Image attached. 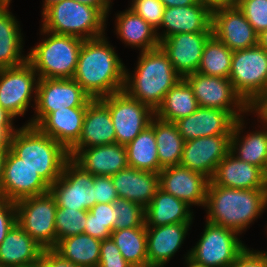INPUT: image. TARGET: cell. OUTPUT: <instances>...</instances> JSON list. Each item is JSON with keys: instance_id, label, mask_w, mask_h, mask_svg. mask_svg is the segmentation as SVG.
I'll list each match as a JSON object with an SVG mask.
<instances>
[{"instance_id": "obj_1", "label": "cell", "mask_w": 267, "mask_h": 267, "mask_svg": "<svg viewBox=\"0 0 267 267\" xmlns=\"http://www.w3.org/2000/svg\"><path fill=\"white\" fill-rule=\"evenodd\" d=\"M106 36L83 40L73 79L92 98L122 91L125 64Z\"/></svg>"}, {"instance_id": "obj_2", "label": "cell", "mask_w": 267, "mask_h": 267, "mask_svg": "<svg viewBox=\"0 0 267 267\" xmlns=\"http://www.w3.org/2000/svg\"><path fill=\"white\" fill-rule=\"evenodd\" d=\"M206 221L242 235L267 210V189H234L209 181Z\"/></svg>"}, {"instance_id": "obj_3", "label": "cell", "mask_w": 267, "mask_h": 267, "mask_svg": "<svg viewBox=\"0 0 267 267\" xmlns=\"http://www.w3.org/2000/svg\"><path fill=\"white\" fill-rule=\"evenodd\" d=\"M134 73L125 67L123 90L132 98L148 105L154 111L166 93L182 79L176 72L166 53L159 46L139 52Z\"/></svg>"}, {"instance_id": "obj_4", "label": "cell", "mask_w": 267, "mask_h": 267, "mask_svg": "<svg viewBox=\"0 0 267 267\" xmlns=\"http://www.w3.org/2000/svg\"><path fill=\"white\" fill-rule=\"evenodd\" d=\"M10 149L51 186L70 159L68 150L37 127L22 125L12 135Z\"/></svg>"}, {"instance_id": "obj_5", "label": "cell", "mask_w": 267, "mask_h": 267, "mask_svg": "<svg viewBox=\"0 0 267 267\" xmlns=\"http://www.w3.org/2000/svg\"><path fill=\"white\" fill-rule=\"evenodd\" d=\"M41 17V28L50 33L82 40L106 35L107 17L98 8L74 0H60L48 5Z\"/></svg>"}, {"instance_id": "obj_6", "label": "cell", "mask_w": 267, "mask_h": 267, "mask_svg": "<svg viewBox=\"0 0 267 267\" xmlns=\"http://www.w3.org/2000/svg\"><path fill=\"white\" fill-rule=\"evenodd\" d=\"M40 34L45 38L43 37L27 53L28 62L39 79H72L83 40L74 36L50 33L42 28Z\"/></svg>"}, {"instance_id": "obj_7", "label": "cell", "mask_w": 267, "mask_h": 267, "mask_svg": "<svg viewBox=\"0 0 267 267\" xmlns=\"http://www.w3.org/2000/svg\"><path fill=\"white\" fill-rule=\"evenodd\" d=\"M229 80L251 106L267 88V51L258 45L233 51Z\"/></svg>"}, {"instance_id": "obj_8", "label": "cell", "mask_w": 267, "mask_h": 267, "mask_svg": "<svg viewBox=\"0 0 267 267\" xmlns=\"http://www.w3.org/2000/svg\"><path fill=\"white\" fill-rule=\"evenodd\" d=\"M204 227L200 239L190 248L189 257L209 267H230L247 245L236 231L208 221Z\"/></svg>"}, {"instance_id": "obj_9", "label": "cell", "mask_w": 267, "mask_h": 267, "mask_svg": "<svg viewBox=\"0 0 267 267\" xmlns=\"http://www.w3.org/2000/svg\"><path fill=\"white\" fill-rule=\"evenodd\" d=\"M17 224L42 248L56 246V200L49 192L15 202Z\"/></svg>"}, {"instance_id": "obj_10", "label": "cell", "mask_w": 267, "mask_h": 267, "mask_svg": "<svg viewBox=\"0 0 267 267\" xmlns=\"http://www.w3.org/2000/svg\"><path fill=\"white\" fill-rule=\"evenodd\" d=\"M38 82L39 76L28 61L0 68V106L14 118L24 116L32 101L35 108Z\"/></svg>"}, {"instance_id": "obj_11", "label": "cell", "mask_w": 267, "mask_h": 267, "mask_svg": "<svg viewBox=\"0 0 267 267\" xmlns=\"http://www.w3.org/2000/svg\"><path fill=\"white\" fill-rule=\"evenodd\" d=\"M109 108L115 128L116 143L126 146L146 129L155 111L148 105L129 96L124 90L100 98Z\"/></svg>"}, {"instance_id": "obj_12", "label": "cell", "mask_w": 267, "mask_h": 267, "mask_svg": "<svg viewBox=\"0 0 267 267\" xmlns=\"http://www.w3.org/2000/svg\"><path fill=\"white\" fill-rule=\"evenodd\" d=\"M92 98L72 79H39L33 117L26 125L37 126L49 113L66 107H87Z\"/></svg>"}, {"instance_id": "obj_13", "label": "cell", "mask_w": 267, "mask_h": 267, "mask_svg": "<svg viewBox=\"0 0 267 267\" xmlns=\"http://www.w3.org/2000/svg\"><path fill=\"white\" fill-rule=\"evenodd\" d=\"M184 79L192 88L199 107L229 111L237 119L250 114V106L235 91L229 79L198 72L189 74Z\"/></svg>"}, {"instance_id": "obj_14", "label": "cell", "mask_w": 267, "mask_h": 267, "mask_svg": "<svg viewBox=\"0 0 267 267\" xmlns=\"http://www.w3.org/2000/svg\"><path fill=\"white\" fill-rule=\"evenodd\" d=\"M94 175L83 170L71 158L65 163L60 178L50 186V193L58 207L78 210L95 205L93 194Z\"/></svg>"}, {"instance_id": "obj_15", "label": "cell", "mask_w": 267, "mask_h": 267, "mask_svg": "<svg viewBox=\"0 0 267 267\" xmlns=\"http://www.w3.org/2000/svg\"><path fill=\"white\" fill-rule=\"evenodd\" d=\"M50 186L11 149L7 151L1 180L0 199L17 202L49 192Z\"/></svg>"}, {"instance_id": "obj_16", "label": "cell", "mask_w": 267, "mask_h": 267, "mask_svg": "<svg viewBox=\"0 0 267 267\" xmlns=\"http://www.w3.org/2000/svg\"><path fill=\"white\" fill-rule=\"evenodd\" d=\"M211 26L212 34L232 51L258 45V34L237 5L213 9Z\"/></svg>"}, {"instance_id": "obj_17", "label": "cell", "mask_w": 267, "mask_h": 267, "mask_svg": "<svg viewBox=\"0 0 267 267\" xmlns=\"http://www.w3.org/2000/svg\"><path fill=\"white\" fill-rule=\"evenodd\" d=\"M231 135L200 137L184 142L180 166L212 178L217 165L230 152Z\"/></svg>"}, {"instance_id": "obj_18", "label": "cell", "mask_w": 267, "mask_h": 267, "mask_svg": "<svg viewBox=\"0 0 267 267\" xmlns=\"http://www.w3.org/2000/svg\"><path fill=\"white\" fill-rule=\"evenodd\" d=\"M210 179L202 173L175 165L159 172V188L192 206L205 207Z\"/></svg>"}, {"instance_id": "obj_19", "label": "cell", "mask_w": 267, "mask_h": 267, "mask_svg": "<svg viewBox=\"0 0 267 267\" xmlns=\"http://www.w3.org/2000/svg\"><path fill=\"white\" fill-rule=\"evenodd\" d=\"M212 26L206 32L177 33L160 40L159 46L168 56L176 72L182 77L196 73Z\"/></svg>"}, {"instance_id": "obj_20", "label": "cell", "mask_w": 267, "mask_h": 267, "mask_svg": "<svg viewBox=\"0 0 267 267\" xmlns=\"http://www.w3.org/2000/svg\"><path fill=\"white\" fill-rule=\"evenodd\" d=\"M70 158L94 176H112L129 167L127 150L118 143L88 148H70Z\"/></svg>"}, {"instance_id": "obj_21", "label": "cell", "mask_w": 267, "mask_h": 267, "mask_svg": "<svg viewBox=\"0 0 267 267\" xmlns=\"http://www.w3.org/2000/svg\"><path fill=\"white\" fill-rule=\"evenodd\" d=\"M237 118L229 111L198 107L175 122L184 141L215 135H231Z\"/></svg>"}, {"instance_id": "obj_22", "label": "cell", "mask_w": 267, "mask_h": 267, "mask_svg": "<svg viewBox=\"0 0 267 267\" xmlns=\"http://www.w3.org/2000/svg\"><path fill=\"white\" fill-rule=\"evenodd\" d=\"M211 24L212 10L199 1L185 7H165L159 28L162 32L156 33L160 41L177 33L206 32Z\"/></svg>"}, {"instance_id": "obj_23", "label": "cell", "mask_w": 267, "mask_h": 267, "mask_svg": "<svg viewBox=\"0 0 267 267\" xmlns=\"http://www.w3.org/2000/svg\"><path fill=\"white\" fill-rule=\"evenodd\" d=\"M192 223L146 227L148 267H165L181 248Z\"/></svg>"}, {"instance_id": "obj_24", "label": "cell", "mask_w": 267, "mask_h": 267, "mask_svg": "<svg viewBox=\"0 0 267 267\" xmlns=\"http://www.w3.org/2000/svg\"><path fill=\"white\" fill-rule=\"evenodd\" d=\"M114 143H116L115 128L109 108L100 99H92L87 105L80 138L71 148H88Z\"/></svg>"}, {"instance_id": "obj_25", "label": "cell", "mask_w": 267, "mask_h": 267, "mask_svg": "<svg viewBox=\"0 0 267 267\" xmlns=\"http://www.w3.org/2000/svg\"><path fill=\"white\" fill-rule=\"evenodd\" d=\"M210 181L234 189H266L263 170L238 159L231 152L217 165Z\"/></svg>"}, {"instance_id": "obj_26", "label": "cell", "mask_w": 267, "mask_h": 267, "mask_svg": "<svg viewBox=\"0 0 267 267\" xmlns=\"http://www.w3.org/2000/svg\"><path fill=\"white\" fill-rule=\"evenodd\" d=\"M111 177L118 198L130 200L143 208L151 202L159 188V173L127 167Z\"/></svg>"}, {"instance_id": "obj_27", "label": "cell", "mask_w": 267, "mask_h": 267, "mask_svg": "<svg viewBox=\"0 0 267 267\" xmlns=\"http://www.w3.org/2000/svg\"><path fill=\"white\" fill-rule=\"evenodd\" d=\"M244 118L237 119L233 127L230 152L238 159L264 170L267 162V124L257 121L261 124L258 125L260 129L247 131L245 134L243 132L246 128Z\"/></svg>"}, {"instance_id": "obj_28", "label": "cell", "mask_w": 267, "mask_h": 267, "mask_svg": "<svg viewBox=\"0 0 267 267\" xmlns=\"http://www.w3.org/2000/svg\"><path fill=\"white\" fill-rule=\"evenodd\" d=\"M87 107L58 109L49 113L36 127L69 150L80 138Z\"/></svg>"}, {"instance_id": "obj_29", "label": "cell", "mask_w": 267, "mask_h": 267, "mask_svg": "<svg viewBox=\"0 0 267 267\" xmlns=\"http://www.w3.org/2000/svg\"><path fill=\"white\" fill-rule=\"evenodd\" d=\"M42 248L17 223L0 244V267H22L41 260Z\"/></svg>"}, {"instance_id": "obj_30", "label": "cell", "mask_w": 267, "mask_h": 267, "mask_svg": "<svg viewBox=\"0 0 267 267\" xmlns=\"http://www.w3.org/2000/svg\"><path fill=\"white\" fill-rule=\"evenodd\" d=\"M115 15L114 32L126 46L141 50L140 52L159 47L156 30L129 7Z\"/></svg>"}, {"instance_id": "obj_31", "label": "cell", "mask_w": 267, "mask_h": 267, "mask_svg": "<svg viewBox=\"0 0 267 267\" xmlns=\"http://www.w3.org/2000/svg\"><path fill=\"white\" fill-rule=\"evenodd\" d=\"M146 227L176 223H193V211L184 201L158 188L151 202L145 207Z\"/></svg>"}, {"instance_id": "obj_32", "label": "cell", "mask_w": 267, "mask_h": 267, "mask_svg": "<svg viewBox=\"0 0 267 267\" xmlns=\"http://www.w3.org/2000/svg\"><path fill=\"white\" fill-rule=\"evenodd\" d=\"M9 6H0V68L16 67L28 61L23 51V33Z\"/></svg>"}, {"instance_id": "obj_33", "label": "cell", "mask_w": 267, "mask_h": 267, "mask_svg": "<svg viewBox=\"0 0 267 267\" xmlns=\"http://www.w3.org/2000/svg\"><path fill=\"white\" fill-rule=\"evenodd\" d=\"M198 107L192 88L182 78L166 93L163 101L155 110V116L175 123L194 113Z\"/></svg>"}, {"instance_id": "obj_34", "label": "cell", "mask_w": 267, "mask_h": 267, "mask_svg": "<svg viewBox=\"0 0 267 267\" xmlns=\"http://www.w3.org/2000/svg\"><path fill=\"white\" fill-rule=\"evenodd\" d=\"M150 126L154 129L160 167L179 165L183 153L184 139L174 122L152 118Z\"/></svg>"}, {"instance_id": "obj_35", "label": "cell", "mask_w": 267, "mask_h": 267, "mask_svg": "<svg viewBox=\"0 0 267 267\" xmlns=\"http://www.w3.org/2000/svg\"><path fill=\"white\" fill-rule=\"evenodd\" d=\"M100 245V240L83 233L59 240L53 249L79 267H98Z\"/></svg>"}, {"instance_id": "obj_36", "label": "cell", "mask_w": 267, "mask_h": 267, "mask_svg": "<svg viewBox=\"0 0 267 267\" xmlns=\"http://www.w3.org/2000/svg\"><path fill=\"white\" fill-rule=\"evenodd\" d=\"M125 147L129 167L154 173L162 170L159 164L154 129L150 125Z\"/></svg>"}, {"instance_id": "obj_37", "label": "cell", "mask_w": 267, "mask_h": 267, "mask_svg": "<svg viewBox=\"0 0 267 267\" xmlns=\"http://www.w3.org/2000/svg\"><path fill=\"white\" fill-rule=\"evenodd\" d=\"M111 238L124 259L133 267H148L145 223L141 227L114 230Z\"/></svg>"}, {"instance_id": "obj_38", "label": "cell", "mask_w": 267, "mask_h": 267, "mask_svg": "<svg viewBox=\"0 0 267 267\" xmlns=\"http://www.w3.org/2000/svg\"><path fill=\"white\" fill-rule=\"evenodd\" d=\"M233 51L213 34L206 41L197 72L229 79Z\"/></svg>"}, {"instance_id": "obj_39", "label": "cell", "mask_w": 267, "mask_h": 267, "mask_svg": "<svg viewBox=\"0 0 267 267\" xmlns=\"http://www.w3.org/2000/svg\"><path fill=\"white\" fill-rule=\"evenodd\" d=\"M55 217L56 244L63 238L84 233L87 210L57 207Z\"/></svg>"}, {"instance_id": "obj_40", "label": "cell", "mask_w": 267, "mask_h": 267, "mask_svg": "<svg viewBox=\"0 0 267 267\" xmlns=\"http://www.w3.org/2000/svg\"><path fill=\"white\" fill-rule=\"evenodd\" d=\"M116 208V221L114 230L141 227L145 223V208L124 198L113 202Z\"/></svg>"}, {"instance_id": "obj_41", "label": "cell", "mask_w": 267, "mask_h": 267, "mask_svg": "<svg viewBox=\"0 0 267 267\" xmlns=\"http://www.w3.org/2000/svg\"><path fill=\"white\" fill-rule=\"evenodd\" d=\"M236 5L257 34L267 29V0H238Z\"/></svg>"}, {"instance_id": "obj_42", "label": "cell", "mask_w": 267, "mask_h": 267, "mask_svg": "<svg viewBox=\"0 0 267 267\" xmlns=\"http://www.w3.org/2000/svg\"><path fill=\"white\" fill-rule=\"evenodd\" d=\"M130 9L142 17L156 32L161 26L164 4L160 0H131Z\"/></svg>"}, {"instance_id": "obj_43", "label": "cell", "mask_w": 267, "mask_h": 267, "mask_svg": "<svg viewBox=\"0 0 267 267\" xmlns=\"http://www.w3.org/2000/svg\"><path fill=\"white\" fill-rule=\"evenodd\" d=\"M98 267H133L122 256L112 238L104 239L100 245Z\"/></svg>"}, {"instance_id": "obj_44", "label": "cell", "mask_w": 267, "mask_h": 267, "mask_svg": "<svg viewBox=\"0 0 267 267\" xmlns=\"http://www.w3.org/2000/svg\"><path fill=\"white\" fill-rule=\"evenodd\" d=\"M93 194L95 204L113 203L118 199V193L111 176H94Z\"/></svg>"}, {"instance_id": "obj_45", "label": "cell", "mask_w": 267, "mask_h": 267, "mask_svg": "<svg viewBox=\"0 0 267 267\" xmlns=\"http://www.w3.org/2000/svg\"><path fill=\"white\" fill-rule=\"evenodd\" d=\"M16 223L17 213L15 202L0 199V244Z\"/></svg>"}, {"instance_id": "obj_46", "label": "cell", "mask_w": 267, "mask_h": 267, "mask_svg": "<svg viewBox=\"0 0 267 267\" xmlns=\"http://www.w3.org/2000/svg\"><path fill=\"white\" fill-rule=\"evenodd\" d=\"M230 267H267V252L257 251L247 246Z\"/></svg>"}, {"instance_id": "obj_47", "label": "cell", "mask_w": 267, "mask_h": 267, "mask_svg": "<svg viewBox=\"0 0 267 267\" xmlns=\"http://www.w3.org/2000/svg\"><path fill=\"white\" fill-rule=\"evenodd\" d=\"M89 212L94 215V219L104 224L111 232L114 231V223L117 219L116 208L113 203L95 204Z\"/></svg>"}, {"instance_id": "obj_48", "label": "cell", "mask_w": 267, "mask_h": 267, "mask_svg": "<svg viewBox=\"0 0 267 267\" xmlns=\"http://www.w3.org/2000/svg\"><path fill=\"white\" fill-rule=\"evenodd\" d=\"M111 231L99 221L94 219V215L87 211V221L84 234L90 235L100 241L111 238Z\"/></svg>"}, {"instance_id": "obj_49", "label": "cell", "mask_w": 267, "mask_h": 267, "mask_svg": "<svg viewBox=\"0 0 267 267\" xmlns=\"http://www.w3.org/2000/svg\"><path fill=\"white\" fill-rule=\"evenodd\" d=\"M40 261L43 267H79L66 258H63L53 248L44 249Z\"/></svg>"}, {"instance_id": "obj_50", "label": "cell", "mask_w": 267, "mask_h": 267, "mask_svg": "<svg viewBox=\"0 0 267 267\" xmlns=\"http://www.w3.org/2000/svg\"><path fill=\"white\" fill-rule=\"evenodd\" d=\"M250 113L255 115L258 121L267 124V88L250 106Z\"/></svg>"}, {"instance_id": "obj_51", "label": "cell", "mask_w": 267, "mask_h": 267, "mask_svg": "<svg viewBox=\"0 0 267 267\" xmlns=\"http://www.w3.org/2000/svg\"><path fill=\"white\" fill-rule=\"evenodd\" d=\"M17 129L14 125H0V148L10 149L12 135Z\"/></svg>"}, {"instance_id": "obj_52", "label": "cell", "mask_w": 267, "mask_h": 267, "mask_svg": "<svg viewBox=\"0 0 267 267\" xmlns=\"http://www.w3.org/2000/svg\"><path fill=\"white\" fill-rule=\"evenodd\" d=\"M76 2L86 4L98 8L107 18L109 17L110 9H112L113 0H74Z\"/></svg>"}, {"instance_id": "obj_53", "label": "cell", "mask_w": 267, "mask_h": 267, "mask_svg": "<svg viewBox=\"0 0 267 267\" xmlns=\"http://www.w3.org/2000/svg\"><path fill=\"white\" fill-rule=\"evenodd\" d=\"M207 5L211 10L218 7L235 6L238 0H199Z\"/></svg>"}, {"instance_id": "obj_54", "label": "cell", "mask_w": 267, "mask_h": 267, "mask_svg": "<svg viewBox=\"0 0 267 267\" xmlns=\"http://www.w3.org/2000/svg\"><path fill=\"white\" fill-rule=\"evenodd\" d=\"M165 7H185L195 5L199 0H160Z\"/></svg>"}, {"instance_id": "obj_55", "label": "cell", "mask_w": 267, "mask_h": 267, "mask_svg": "<svg viewBox=\"0 0 267 267\" xmlns=\"http://www.w3.org/2000/svg\"><path fill=\"white\" fill-rule=\"evenodd\" d=\"M15 118L0 106V125H15Z\"/></svg>"}, {"instance_id": "obj_56", "label": "cell", "mask_w": 267, "mask_h": 267, "mask_svg": "<svg viewBox=\"0 0 267 267\" xmlns=\"http://www.w3.org/2000/svg\"><path fill=\"white\" fill-rule=\"evenodd\" d=\"M188 252L186 254H184V264L186 265V267H209L206 265H202L199 264L197 262H195L194 260H192L189 255H190V250H187Z\"/></svg>"}, {"instance_id": "obj_57", "label": "cell", "mask_w": 267, "mask_h": 267, "mask_svg": "<svg viewBox=\"0 0 267 267\" xmlns=\"http://www.w3.org/2000/svg\"><path fill=\"white\" fill-rule=\"evenodd\" d=\"M258 46L264 48L267 51V29L261 31L258 34Z\"/></svg>"}, {"instance_id": "obj_58", "label": "cell", "mask_w": 267, "mask_h": 267, "mask_svg": "<svg viewBox=\"0 0 267 267\" xmlns=\"http://www.w3.org/2000/svg\"><path fill=\"white\" fill-rule=\"evenodd\" d=\"M8 149L0 148V188H1V180L4 168V161L7 154Z\"/></svg>"}, {"instance_id": "obj_59", "label": "cell", "mask_w": 267, "mask_h": 267, "mask_svg": "<svg viewBox=\"0 0 267 267\" xmlns=\"http://www.w3.org/2000/svg\"><path fill=\"white\" fill-rule=\"evenodd\" d=\"M56 1H60V0H43V5H42V10L41 12L50 4L56 2Z\"/></svg>"}, {"instance_id": "obj_60", "label": "cell", "mask_w": 267, "mask_h": 267, "mask_svg": "<svg viewBox=\"0 0 267 267\" xmlns=\"http://www.w3.org/2000/svg\"><path fill=\"white\" fill-rule=\"evenodd\" d=\"M263 178H264V182H265L266 189H267V162H266L265 168L263 170Z\"/></svg>"}, {"instance_id": "obj_61", "label": "cell", "mask_w": 267, "mask_h": 267, "mask_svg": "<svg viewBox=\"0 0 267 267\" xmlns=\"http://www.w3.org/2000/svg\"><path fill=\"white\" fill-rule=\"evenodd\" d=\"M22 267H43L42 262L38 261L34 264H30V265H26V266H22Z\"/></svg>"}, {"instance_id": "obj_62", "label": "cell", "mask_w": 267, "mask_h": 267, "mask_svg": "<svg viewBox=\"0 0 267 267\" xmlns=\"http://www.w3.org/2000/svg\"><path fill=\"white\" fill-rule=\"evenodd\" d=\"M12 0H0V6H9Z\"/></svg>"}]
</instances>
